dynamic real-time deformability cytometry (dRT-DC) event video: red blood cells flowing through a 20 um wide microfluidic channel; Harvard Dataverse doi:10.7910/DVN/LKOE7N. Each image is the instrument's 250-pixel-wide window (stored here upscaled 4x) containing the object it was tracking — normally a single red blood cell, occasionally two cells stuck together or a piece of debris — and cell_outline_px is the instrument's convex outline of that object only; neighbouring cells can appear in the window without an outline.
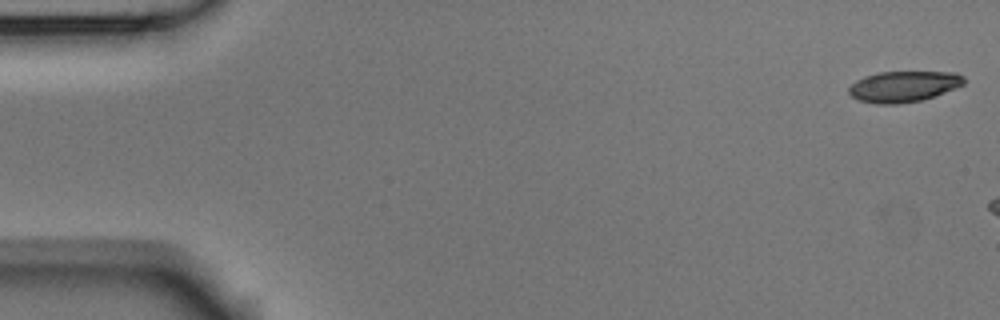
{"species": "Egyptian fruit bat (a non-hibernating species)", "species_latin": "Rousettus aegyptiacus", "temperature_condition": "room temperature", "stored_images_in_passage": 4, "camera_frame_rate_fps": 3000, "um_per_image_px": 0.085, "animal": {"sex": "male"}, "frame": {"image": 1, "passage_image": 1, "time_ms": 0.0, "image_size_px": [1000, 320], "cell_outline_px": [[964, 84], [956, 88], [920, 100], [900, 104], [876, 104], [856, 100], [848, 92], [848, 88], [856, 80], [864, 76], [880, 72], [956, 72], [964, 76]], "centroid_in_image_um": [76.78, 7.35], "position_along_channel_um": 8.2, "area_um2": 20.75}}